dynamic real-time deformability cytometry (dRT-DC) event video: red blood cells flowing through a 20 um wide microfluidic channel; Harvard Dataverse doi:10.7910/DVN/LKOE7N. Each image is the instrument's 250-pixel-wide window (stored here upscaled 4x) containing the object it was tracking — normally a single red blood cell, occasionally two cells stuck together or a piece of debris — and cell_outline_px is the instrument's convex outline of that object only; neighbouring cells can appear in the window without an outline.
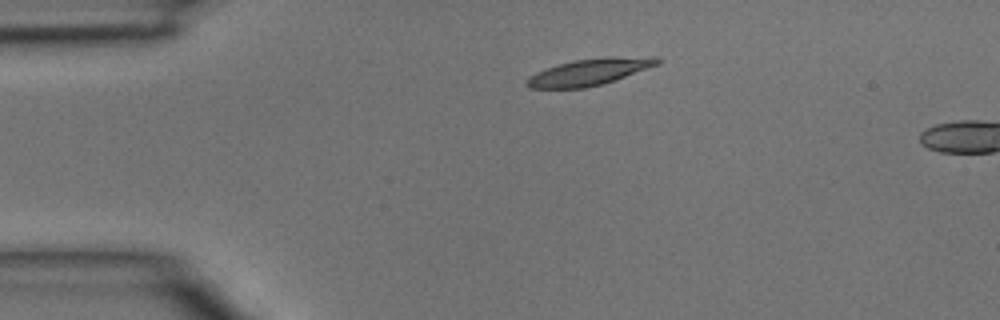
{"species": "common noctule bat (a hibernating species)", "species_latin": "Nyctalus noctula", "temperature_condition": "room temperature", "stored_images_in_passage": 2, "camera_frame_rate_fps": 3000, "um_per_image_px": 0.085, "animal": {"sex": "male", "body_mass_g": 15.6}, "frame": {"image": 1, "passage_image": 1, "time_ms": 0.0, "image_size_px": [1000, 320], "cell_outline_px": [[664, 60], [660, 64], [604, 84], [584, 88], [528, 88], [524, 84], [524, 80], [528, 76], [536, 72], [560, 64], [576, 60], [604, 56], [656, 56]], "centroid_in_image_um": [50.16, 6.1], "position_along_channel_um": 34.8, "area_um2": 20.63}}